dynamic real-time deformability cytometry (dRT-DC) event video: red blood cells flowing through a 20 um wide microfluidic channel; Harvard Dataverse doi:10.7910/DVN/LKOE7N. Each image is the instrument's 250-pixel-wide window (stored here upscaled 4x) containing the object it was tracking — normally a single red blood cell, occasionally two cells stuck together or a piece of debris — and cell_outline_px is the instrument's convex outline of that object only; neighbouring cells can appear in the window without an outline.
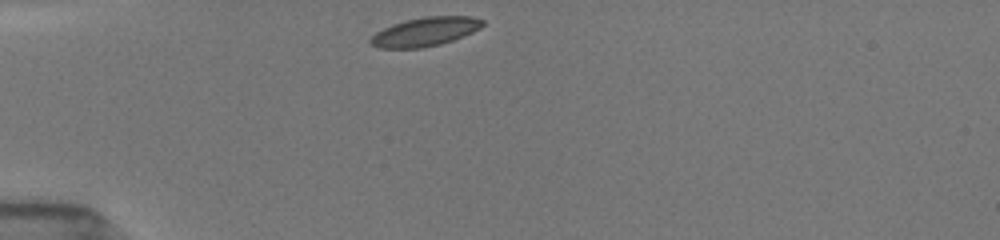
{"species": "common noctule bat (a hibernating species)", "species_latin": "Nyctalus noctula", "temperature_condition": "room temperature", "stored_images_in_passage": 29, "camera_frame_rate_fps": 3000, "um_per_image_px": 0.085, "animal": {"sex": "female", "body_mass_g": 19.5, "forearm_length_mm": 54.1}, "frame": {"image": 1, "passage_image": 1, "time_ms": 0.0, "image_size_px": [1000, 240], "cell_outline_px": [[484, 24], [480, 28], [464, 36], [440, 44], [420, 48], [380, 48], [372, 44], [368, 40], [376, 32], [392, 24], [424, 16], [472, 16], [484, 20]], "centroid_in_image_um": [36.15, 2.69], "position_along_channel_um": 48.8, "area_um2": 18.73}}
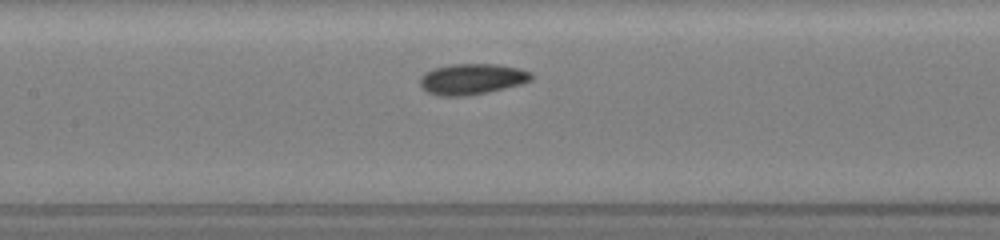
{"frame": {"image": 2, "passage_image": 8, "time_ms": 2.333, "image_size_px": [1000, 240], "cell_outline_px": [[532, 80], [520, 84], [488, 92], [468, 96], [440, 96], [428, 92], [420, 88], [420, 76], [424, 72], [432, 68], [448, 64], [496, 64], [520, 68], [532, 72]], "centroid_in_image_um": [40.08, 6.71], "position_along_channel_um": 167.3, "area_um2": 20.29}}
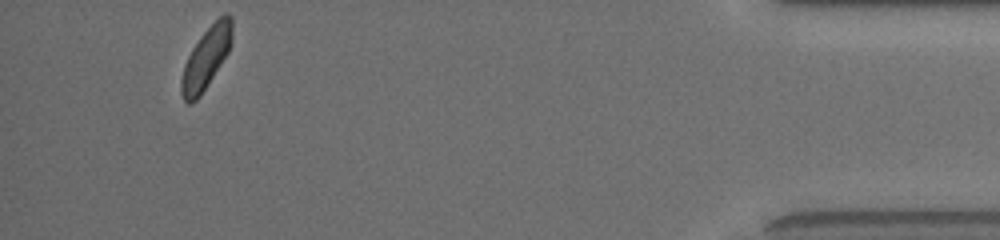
{"frame": {"image": 3, "passage_image": 26, "time_ms": 8.333, "image_size_px": [1000, 240], "cell_outline_px": [[232, 40], [228, 52], [200, 96], [192, 104], [188, 104], [184, 100], [180, 92], [180, 80], [184, 64], [192, 48], [200, 36], [224, 12], [228, 12], [232, 16]], "centroid_in_image_um": [17.51, 4.93], "position_along_channel_um": 417.7, "area_um2": 18.15}}